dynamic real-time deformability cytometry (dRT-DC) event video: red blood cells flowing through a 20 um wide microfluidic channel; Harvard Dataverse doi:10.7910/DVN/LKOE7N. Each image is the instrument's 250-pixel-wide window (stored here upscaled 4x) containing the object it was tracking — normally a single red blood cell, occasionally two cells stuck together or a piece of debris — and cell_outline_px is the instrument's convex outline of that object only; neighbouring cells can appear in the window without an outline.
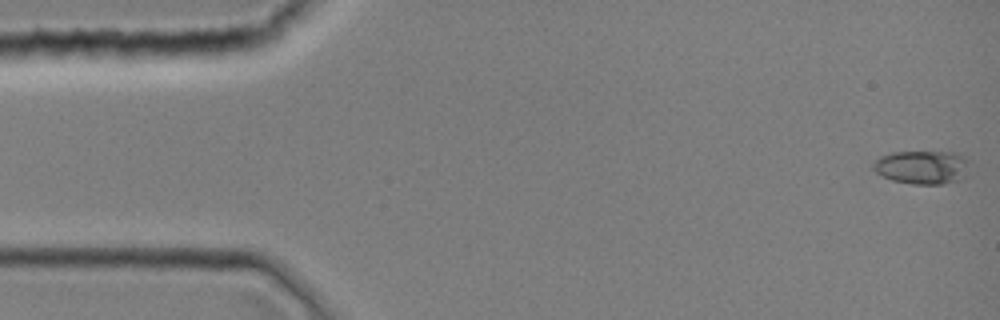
{"species": "common noctule bat (a hibernating species)", "species_latin": "Nyctalus noctula", "temperature_condition": "room temperature", "stored_images_in_passage": 5, "camera_frame_rate_fps": 3000, "um_per_image_px": 0.085, "animal": {"sex": "female", "body_mass_g": 19.0, "forearm_length_mm": 51.5}, "frame": {"image": 1, "passage_image": 1, "time_ms": 0.0, "image_size_px": [1000, 320], "cell_outline_px": [[972, 164], [964, 176], [960, 180], [944, 184], [912, 184], [892, 180], [876, 172], [872, 168], [872, 160], [880, 156], [892, 152], [960, 152], [972, 160]], "centroid_in_image_um": [78.44, 14.19], "position_along_channel_um": 6.6, "area_um2": 19.42}}